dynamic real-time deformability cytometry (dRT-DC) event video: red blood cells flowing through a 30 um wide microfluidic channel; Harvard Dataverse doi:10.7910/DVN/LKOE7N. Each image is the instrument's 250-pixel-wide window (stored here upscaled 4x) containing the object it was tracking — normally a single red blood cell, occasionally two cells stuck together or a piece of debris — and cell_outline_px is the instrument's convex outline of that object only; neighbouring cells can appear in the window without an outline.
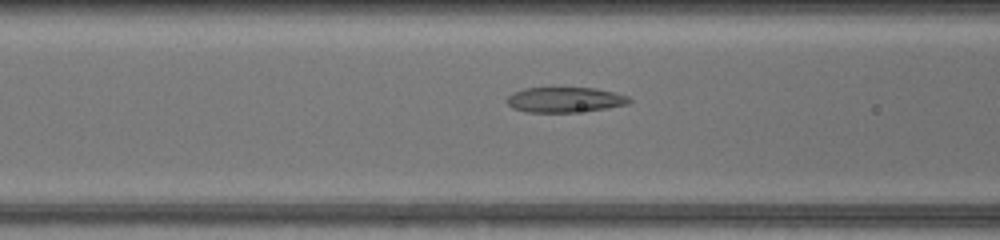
{"species": "common noctule bat (a hibernating species)", "species_latin": "Nyctalus noctula", "temperature_condition": "warm", "stored_images_in_passage": 41, "camera_frame_rate_fps": 3000, "um_per_image_px": 0.085, "animal": {"sex": "female", "body_mass_g": 17.0, "forearm_length_mm": 48.0}, "frame": {"image": 1, "passage_image": 13, "time_ms": 4.0, "image_size_px": [1000, 240], "cell_outline_px": [[632, 100], [628, 104], [604, 108], [576, 112], [524, 112], [512, 108], [504, 100], [512, 92], [524, 88], [596, 88], [628, 96]], "centroid_in_image_um": [47.95, 8.48], "position_along_channel_um": 118.6, "area_um2": 17.98}}
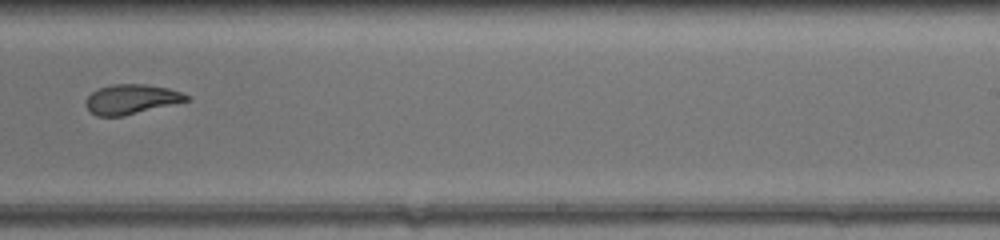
{"frame": {"image": 2, "passage_image": 24, "time_ms": 7.667, "image_size_px": [1000, 240], "cell_outline_px": [[192, 100], [124, 116], [96, 116], [84, 104], [84, 100], [92, 92], [100, 88], [112, 84], [144, 84], [168, 88], [192, 96]], "centroid_in_image_um": [11.2, 8.44], "position_along_channel_um": 277.8, "area_um2": 17.57}}
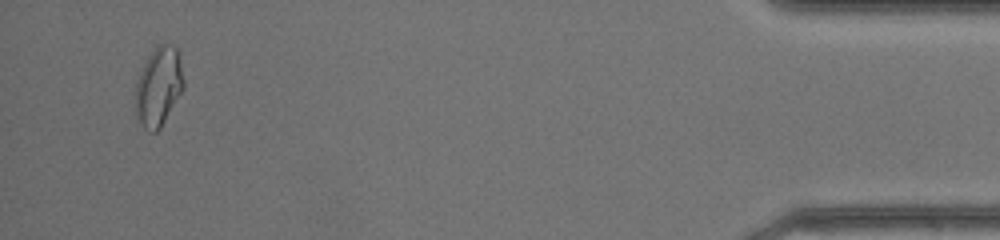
{"frame": {"image": 3, "passage_image": 39, "time_ms": 12.667, "image_size_px": [1000, 240], "cell_outline_px": [[184, 88], [160, 128], [156, 132], [152, 132], [144, 128], [140, 124], [136, 116], [136, 84], [140, 72], [148, 56], [156, 44], [172, 44], [176, 48], [180, 56], [184, 80]], "centroid_in_image_um": [13.49, 7.34], "position_along_channel_um": 421.7, "area_um2": 22.2}, "authors_computed_cell_mechanics": {"area_um2": 18.7272, "velocity_mm_per_s": 4.3466, "shape_relaxation_time_tau1_ms": 5.7195, "shape_relaxation_time_tau2_ms": 1.1492, "deformation_change_tau1": 0.2126, "deformation_change_tau2": 0.0753}}